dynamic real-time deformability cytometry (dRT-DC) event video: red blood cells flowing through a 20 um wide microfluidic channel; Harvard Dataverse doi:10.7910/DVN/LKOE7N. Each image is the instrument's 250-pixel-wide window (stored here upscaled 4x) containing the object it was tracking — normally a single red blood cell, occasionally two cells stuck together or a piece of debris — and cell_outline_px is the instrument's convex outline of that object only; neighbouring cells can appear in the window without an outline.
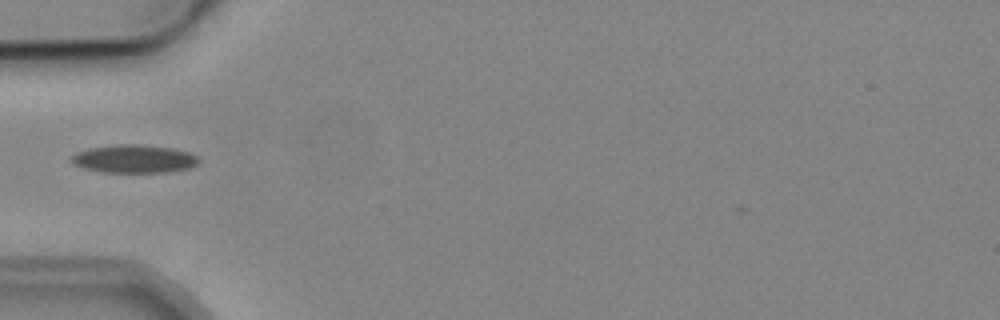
{"species": "common noctule bat (a hibernating species)", "species_latin": "Nyctalus noctula", "temperature_condition": "cold", "stored_images_in_passage": 6, "camera_frame_rate_fps": 3000, "um_per_image_px": 0.085, "animal": {"sex": "male", "body_mass_g": 19.2, "forearm_length_mm": 51.8}, "frame": {"image": 1, "passage_image": 5, "time_ms": 4.667, "image_size_px": [1000, 320], "cell_outline_px": [[200, 160], [196, 164], [188, 168], [168, 172], [100, 172], [84, 168], [72, 164], [72, 156], [80, 152], [92, 148], [116, 144], [132, 144], [172, 148], [188, 152], [196, 156]], "centroid_in_image_um": [11.4, 13.51], "position_along_channel_um": 73.6, "area_um2": 20.52}}